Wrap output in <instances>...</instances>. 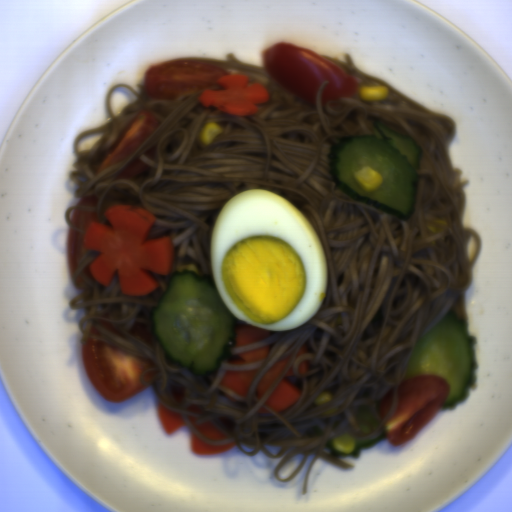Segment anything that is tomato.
Listing matches in <instances>:
<instances>
[{
	"label": "tomato",
	"mask_w": 512,
	"mask_h": 512,
	"mask_svg": "<svg viewBox=\"0 0 512 512\" xmlns=\"http://www.w3.org/2000/svg\"><path fill=\"white\" fill-rule=\"evenodd\" d=\"M90 332H91V334H95V335L101 336V333H100L99 329L96 328L94 325L91 327Z\"/></svg>",
	"instance_id": "obj_16"
},
{
	"label": "tomato",
	"mask_w": 512,
	"mask_h": 512,
	"mask_svg": "<svg viewBox=\"0 0 512 512\" xmlns=\"http://www.w3.org/2000/svg\"><path fill=\"white\" fill-rule=\"evenodd\" d=\"M95 261H96V260H95ZM95 261H93V262L89 263V264H88V265H87V266L82 270V273H83L84 275H86L89 279H94V278H93V275H92V273H91L90 267H91V265H92Z\"/></svg>",
	"instance_id": "obj_14"
},
{
	"label": "tomato",
	"mask_w": 512,
	"mask_h": 512,
	"mask_svg": "<svg viewBox=\"0 0 512 512\" xmlns=\"http://www.w3.org/2000/svg\"><path fill=\"white\" fill-rule=\"evenodd\" d=\"M263 68L274 83L311 105L325 82L320 105L360 92L357 79L315 50L295 44H273L263 52Z\"/></svg>",
	"instance_id": "obj_1"
},
{
	"label": "tomato",
	"mask_w": 512,
	"mask_h": 512,
	"mask_svg": "<svg viewBox=\"0 0 512 512\" xmlns=\"http://www.w3.org/2000/svg\"><path fill=\"white\" fill-rule=\"evenodd\" d=\"M129 332L131 335L141 338L142 340H144L145 342H147L149 345H151L154 348L146 325H142V324H138V323L134 324Z\"/></svg>",
	"instance_id": "obj_10"
},
{
	"label": "tomato",
	"mask_w": 512,
	"mask_h": 512,
	"mask_svg": "<svg viewBox=\"0 0 512 512\" xmlns=\"http://www.w3.org/2000/svg\"><path fill=\"white\" fill-rule=\"evenodd\" d=\"M70 222L72 226L77 227L81 230L86 229L89 222H99L98 214L94 211H88L83 209H73L70 215Z\"/></svg>",
	"instance_id": "obj_7"
},
{
	"label": "tomato",
	"mask_w": 512,
	"mask_h": 512,
	"mask_svg": "<svg viewBox=\"0 0 512 512\" xmlns=\"http://www.w3.org/2000/svg\"><path fill=\"white\" fill-rule=\"evenodd\" d=\"M449 394L450 385L441 376L413 375L401 382L396 409L382 429L385 439L397 447L413 440Z\"/></svg>",
	"instance_id": "obj_3"
},
{
	"label": "tomato",
	"mask_w": 512,
	"mask_h": 512,
	"mask_svg": "<svg viewBox=\"0 0 512 512\" xmlns=\"http://www.w3.org/2000/svg\"><path fill=\"white\" fill-rule=\"evenodd\" d=\"M98 324L100 326H102L104 329L110 331L111 333L115 334V335H122L118 330H116L111 324H109L108 322H105L103 320H100L99 319V322ZM123 336V335H122Z\"/></svg>",
	"instance_id": "obj_12"
},
{
	"label": "tomato",
	"mask_w": 512,
	"mask_h": 512,
	"mask_svg": "<svg viewBox=\"0 0 512 512\" xmlns=\"http://www.w3.org/2000/svg\"><path fill=\"white\" fill-rule=\"evenodd\" d=\"M69 254H68V266L70 276L73 277L77 267L89 250L84 247V233L74 230L70 227L68 236Z\"/></svg>",
	"instance_id": "obj_6"
},
{
	"label": "tomato",
	"mask_w": 512,
	"mask_h": 512,
	"mask_svg": "<svg viewBox=\"0 0 512 512\" xmlns=\"http://www.w3.org/2000/svg\"><path fill=\"white\" fill-rule=\"evenodd\" d=\"M81 355L90 384L111 403H123L144 390L141 375L155 366L150 358L94 338L81 344Z\"/></svg>",
	"instance_id": "obj_2"
},
{
	"label": "tomato",
	"mask_w": 512,
	"mask_h": 512,
	"mask_svg": "<svg viewBox=\"0 0 512 512\" xmlns=\"http://www.w3.org/2000/svg\"><path fill=\"white\" fill-rule=\"evenodd\" d=\"M393 396H394V389H391V390H388L386 392V394L378 400L377 411L382 420L386 417V415L393 403Z\"/></svg>",
	"instance_id": "obj_9"
},
{
	"label": "tomato",
	"mask_w": 512,
	"mask_h": 512,
	"mask_svg": "<svg viewBox=\"0 0 512 512\" xmlns=\"http://www.w3.org/2000/svg\"><path fill=\"white\" fill-rule=\"evenodd\" d=\"M160 124L159 118L153 112L146 110L136 114L116 140L107 157L95 170V174L127 159L158 129Z\"/></svg>",
	"instance_id": "obj_5"
},
{
	"label": "tomato",
	"mask_w": 512,
	"mask_h": 512,
	"mask_svg": "<svg viewBox=\"0 0 512 512\" xmlns=\"http://www.w3.org/2000/svg\"><path fill=\"white\" fill-rule=\"evenodd\" d=\"M228 71L197 60H175L154 65L144 76L145 95L150 100L177 101L183 96L201 94L205 89H220L217 80Z\"/></svg>",
	"instance_id": "obj_4"
},
{
	"label": "tomato",
	"mask_w": 512,
	"mask_h": 512,
	"mask_svg": "<svg viewBox=\"0 0 512 512\" xmlns=\"http://www.w3.org/2000/svg\"><path fill=\"white\" fill-rule=\"evenodd\" d=\"M155 152H156V146H153L152 148H150L149 150H147L146 152H144V156H146L147 158L149 159H154L155 158Z\"/></svg>",
	"instance_id": "obj_15"
},
{
	"label": "tomato",
	"mask_w": 512,
	"mask_h": 512,
	"mask_svg": "<svg viewBox=\"0 0 512 512\" xmlns=\"http://www.w3.org/2000/svg\"><path fill=\"white\" fill-rule=\"evenodd\" d=\"M156 375H157V370H149L147 373L144 374L143 376V380L145 382H149V381H152L153 379L156 378Z\"/></svg>",
	"instance_id": "obj_13"
},
{
	"label": "tomato",
	"mask_w": 512,
	"mask_h": 512,
	"mask_svg": "<svg viewBox=\"0 0 512 512\" xmlns=\"http://www.w3.org/2000/svg\"><path fill=\"white\" fill-rule=\"evenodd\" d=\"M149 165L141 161L140 159H136L133 162L129 163L125 169L116 176L115 179H125L129 177H134L137 174L143 172L144 170L148 169Z\"/></svg>",
	"instance_id": "obj_8"
},
{
	"label": "tomato",
	"mask_w": 512,
	"mask_h": 512,
	"mask_svg": "<svg viewBox=\"0 0 512 512\" xmlns=\"http://www.w3.org/2000/svg\"><path fill=\"white\" fill-rule=\"evenodd\" d=\"M99 198L97 196L82 197L77 202V206H93L98 207Z\"/></svg>",
	"instance_id": "obj_11"
}]
</instances>
